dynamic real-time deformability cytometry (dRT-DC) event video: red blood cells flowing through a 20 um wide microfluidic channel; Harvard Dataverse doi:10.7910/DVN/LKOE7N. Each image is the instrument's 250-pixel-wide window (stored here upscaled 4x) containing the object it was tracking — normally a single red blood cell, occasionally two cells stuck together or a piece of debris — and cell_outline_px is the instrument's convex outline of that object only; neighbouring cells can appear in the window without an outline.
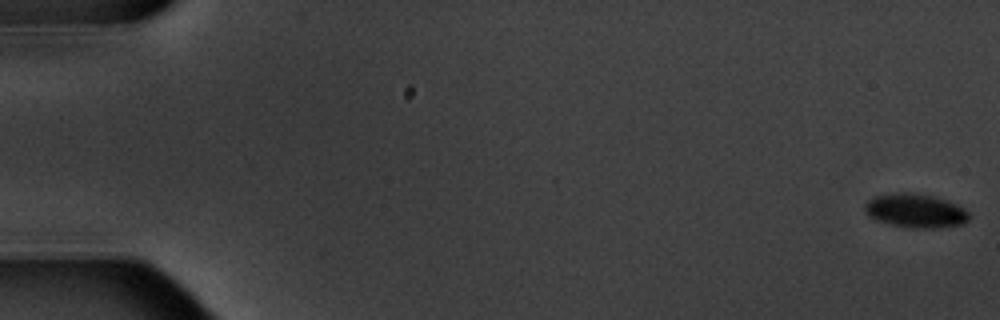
{"species": "common noctule bat (a hibernating species)", "species_latin": "Nyctalus noctula", "temperature_condition": "warm", "stored_images_in_passage": 7, "camera_frame_rate_fps": 3000, "um_per_image_px": 0.085, "animal": {"sex": "male", "body_mass_g": 20.1, "forearm_length_mm": 53.5}, "frame": {"image": 1, "passage_image": 1, "time_ms": 0.0, "image_size_px": [1000, 320], "cell_outline_px": [[968, 220], [964, 224], [932, 228], [912, 228], [892, 224], [876, 220], [868, 216], [864, 208], [864, 204], [872, 196], [892, 192], [912, 192], [936, 196], [956, 204], [964, 208], [968, 212]], "centroid_in_image_um": [77.78, 17.89], "position_along_channel_um": 7.2, "area_um2": 20.81}}
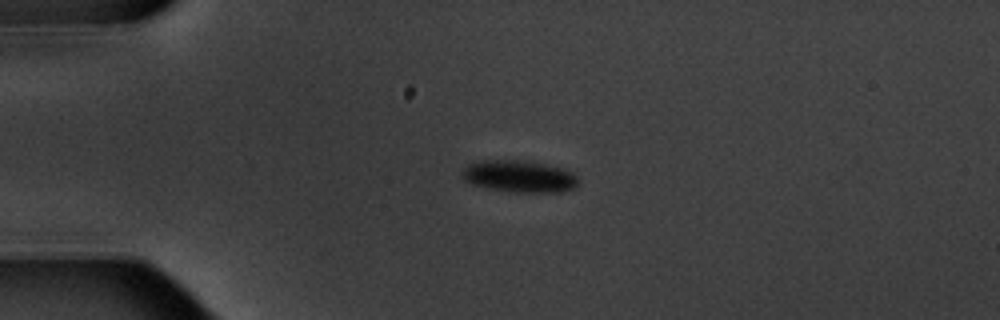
{"frame": {"image": 2, "passage_image": 5, "time_ms": 4.667, "image_size_px": [1000, 320], "cell_outline_px": [[580, 180], [576, 188], [564, 192], [516, 192], [492, 188], [472, 184], [464, 180], [460, 172], [468, 164], [480, 160], [516, 160], [544, 164], [564, 168], [572, 172]], "centroid_in_image_um": [44.17, 14.99], "position_along_channel_um": 40.8, "area_um2": 21.68}}
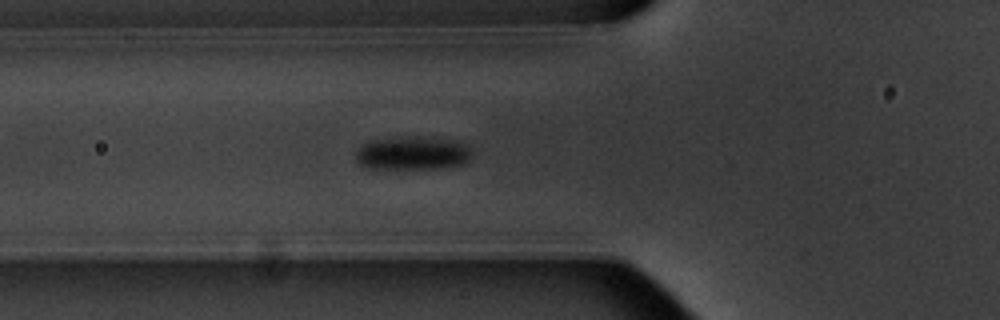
{"frame": {"image": 3, "passage_image": 7, "time_ms": 7.0, "image_size_px": [1000, 320], "cell_outline_px": [[472, 152], [468, 160], [460, 164], [440, 168], [368, 168], [360, 164], [356, 160], [356, 152], [360, 144], [372, 140], [448, 140], [464, 144]], "centroid_in_image_um": [35.0, 13.08], "position_along_channel_um": 90.8, "area_um2": 21.1}}